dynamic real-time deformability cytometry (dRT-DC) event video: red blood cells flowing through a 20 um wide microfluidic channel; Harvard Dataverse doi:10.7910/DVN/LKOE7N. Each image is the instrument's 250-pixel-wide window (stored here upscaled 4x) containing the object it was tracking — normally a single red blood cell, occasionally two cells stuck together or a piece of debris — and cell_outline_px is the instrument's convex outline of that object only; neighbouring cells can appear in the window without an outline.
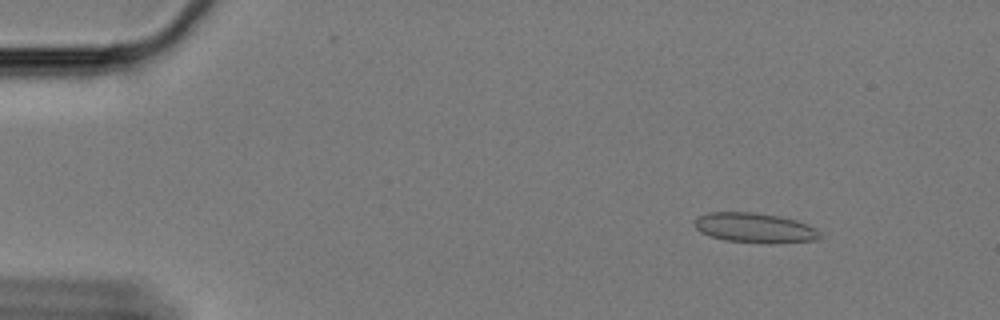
{"species": "Egyptian fruit bat (a non-hibernating species)", "species_latin": "Rousettus aegyptiacus", "temperature_condition": "cold", "stored_images_in_passage": 55, "camera_frame_rate_fps": 3000, "um_per_image_px": 0.085, "animal": {"sex": "female"}, "frame": {"image": 1, "passage_image": 2, "time_ms": 0.333, "image_size_px": [1000, 320], "cell_outline_px": [[824, 236], [816, 240], [776, 244], [768, 244], [724, 240], [708, 236], [700, 232], [692, 224], [700, 216], [708, 212], [756, 212], [780, 216], [796, 220], [816, 228]], "centroid_in_image_um": [64.18, 19.38], "position_along_channel_um": 20.8, "area_um2": 22.25}}
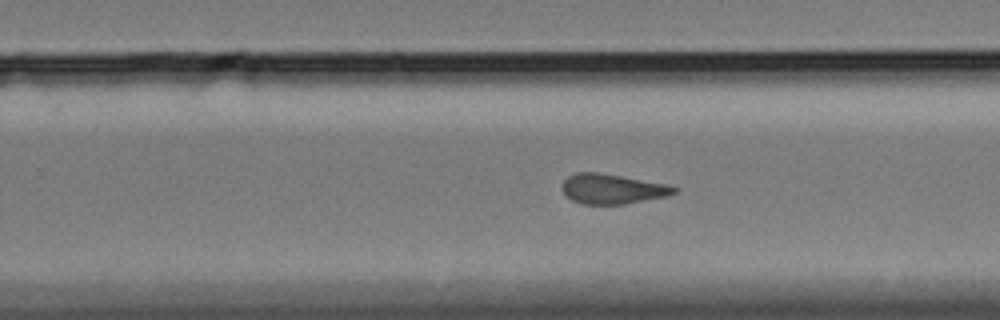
{"frame": {"image": 2, "passage_image": 33, "time_ms": 10.667, "image_size_px": [1000, 320], "cell_outline_px": [[680, 188], [676, 192], [668, 196], [624, 204], [580, 204], [572, 200], [560, 188], [564, 180], [568, 176], [576, 172], [596, 172], [668, 184]], "centroid_in_image_um": [52.05, 16.06], "position_along_channel_um": 277.7, "area_um2": 19.54}}
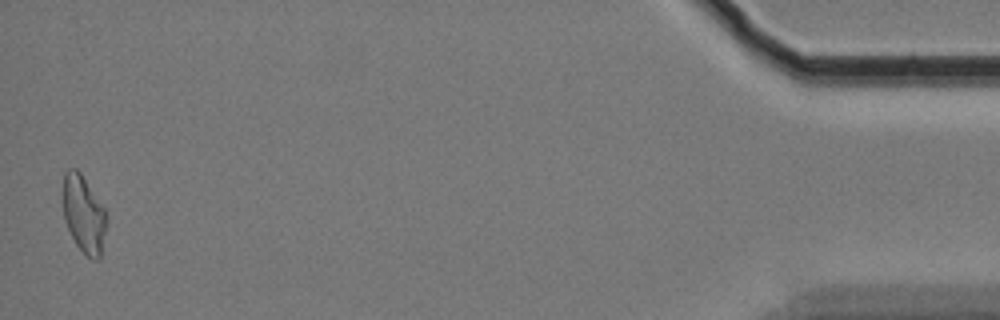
{"frame": {"image": 3, "passage_image": 54, "time_ms": 17.667, "image_size_px": [1000, 320], "cell_outline_px": [[104, 232], [100, 260], [92, 260], [76, 244], [64, 220], [64, 172], [68, 168], [76, 168], [80, 172], [104, 208]], "centroid_in_image_um": [7.09, 18.2], "position_along_channel_um": 428.1, "area_um2": 18.9}, "authors_computed_cell_mechanics": {"area_um2": 19.8832, "velocity_mm_per_s": 3.3457, "shape_relaxation_time_tau1_ms": null, "shape_relaxation_time_tau2_ms": 2.6652, "deformation_change_tau1": null, "deformation_change_tau2": 0.1004}}